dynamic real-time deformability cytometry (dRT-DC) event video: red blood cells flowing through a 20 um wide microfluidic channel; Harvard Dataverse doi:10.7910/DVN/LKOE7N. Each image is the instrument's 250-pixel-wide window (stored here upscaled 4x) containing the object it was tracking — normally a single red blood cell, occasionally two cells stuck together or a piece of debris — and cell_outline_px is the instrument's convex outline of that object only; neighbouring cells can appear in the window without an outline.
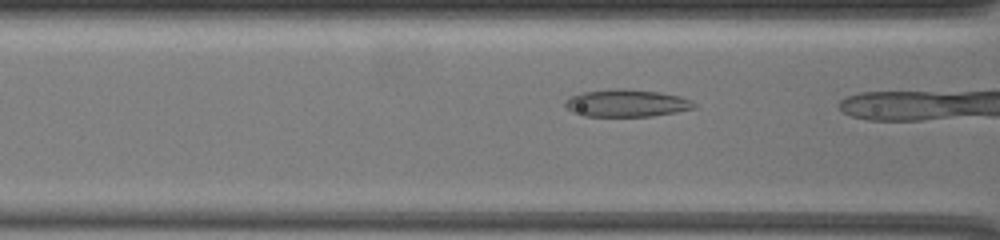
{"species": "common noctule bat (a hibernating species)", "species_latin": "Nyctalus noctula", "temperature_condition": "warm", "stored_images_in_passage": 5, "camera_frame_rate_fps": 3000, "um_per_image_px": 0.085, "animal": {"sex": "female", "body_mass_g": 19.5, "forearm_length_mm": 54.1}, "frame": {"image": 1, "passage_image": 4, "time_ms": 1.0, "image_size_px": [1000, 240], "cell_outline_px": [[696, 108], [676, 112], [652, 116], [584, 116], [572, 112], [564, 104], [564, 100], [572, 96], [584, 92], [616, 88], [624, 88], [660, 92], [680, 96], [692, 100], [696, 104]], "centroid_in_image_um": [53.28, 8.76], "position_along_channel_um": 113.3, "area_um2": 20.63}}